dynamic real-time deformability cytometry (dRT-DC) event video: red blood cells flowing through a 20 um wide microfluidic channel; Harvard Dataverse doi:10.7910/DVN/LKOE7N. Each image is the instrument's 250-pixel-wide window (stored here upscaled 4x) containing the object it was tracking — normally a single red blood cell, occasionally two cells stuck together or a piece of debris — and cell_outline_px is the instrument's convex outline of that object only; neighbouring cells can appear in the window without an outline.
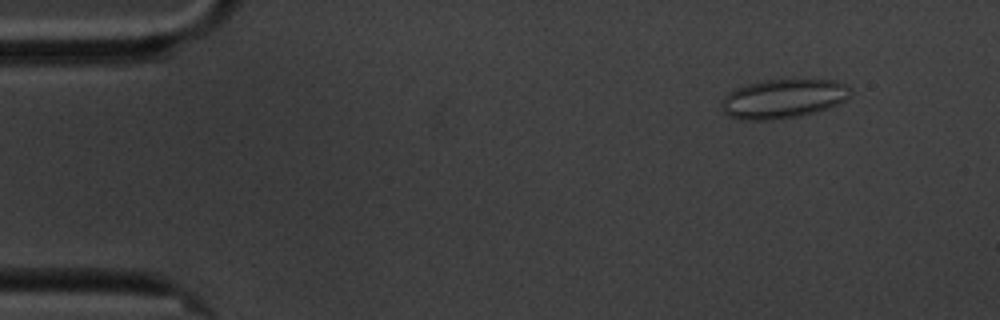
{"species": "common noctule bat (a hibernating species)", "species_latin": "Nyctalus noctula", "temperature_condition": "cold", "stored_images_in_passage": 59, "camera_frame_rate_fps": 3000, "um_per_image_px": 0.085, "animal": {"sex": "male", "body_mass_g": 20.1, "forearm_length_mm": 53.5}, "frame": {"image": 1, "passage_image": 6, "time_ms": 1.667, "image_size_px": [1000, 320], "cell_outline_px": [[852, 92], [844, 100], [828, 108], [816, 112], [800, 116], [772, 120], [736, 120], [728, 116], [724, 112], [720, 104], [720, 100], [728, 92], [736, 88], [748, 84], [764, 80], [784, 76], [836, 80], [852, 88]], "centroid_in_image_um": [66.56, 8.34], "position_along_channel_um": 18.4, "area_um2": 30.63}}
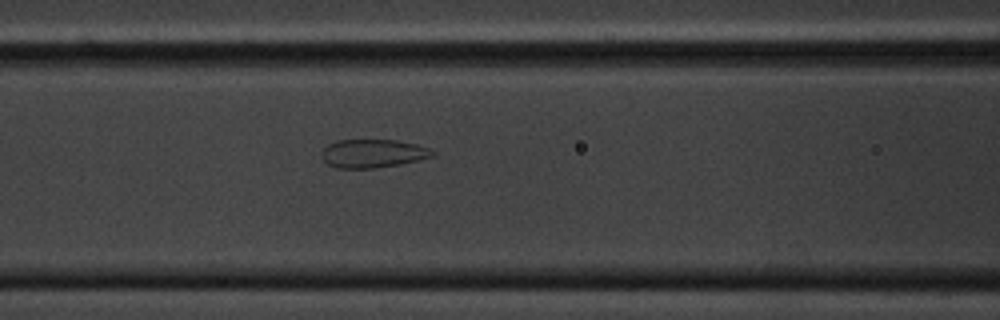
{"frame": {"image": 2, "passage_image": 24, "time_ms": 7.667, "image_size_px": [1000, 320], "cell_outline_px": [[436, 156], [400, 164], [372, 168], [336, 168], [328, 164], [320, 156], [320, 152], [328, 144], [336, 140], [396, 140], [416, 144], [428, 148], [436, 152]], "centroid_in_image_um": [31.68, 13.04], "position_along_channel_um": 134.9, "area_um2": 18.44}}
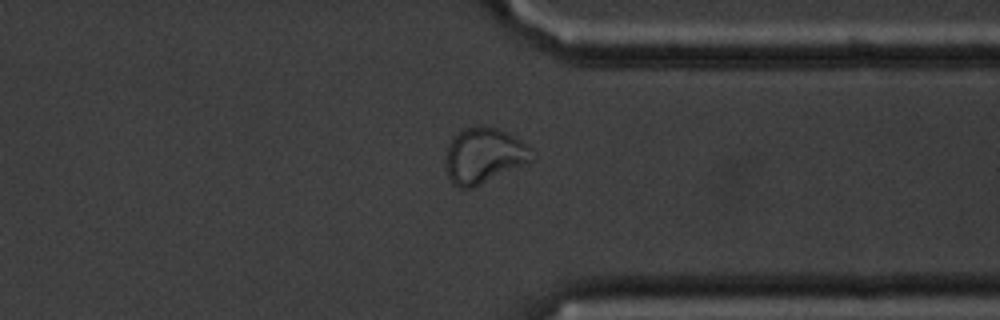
{"frame": {"image": 3, "passage_image": 45, "time_ms": 14.667, "image_size_px": [1000, 320], "cell_outline_px": [[536, 160], [528, 164], [472, 188], [460, 188], [452, 184], [444, 168], [444, 156], [448, 144], [464, 128], [480, 124], [484, 124], [500, 128], [520, 140], [532, 148], [536, 156]], "centroid_in_image_um": [41.16, 13.22], "position_along_channel_um": 370.2, "area_um2": 28.78}}